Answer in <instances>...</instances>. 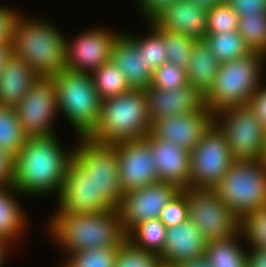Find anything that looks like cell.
<instances>
[{
  "label": "cell",
  "mask_w": 266,
  "mask_h": 267,
  "mask_svg": "<svg viewBox=\"0 0 266 267\" xmlns=\"http://www.w3.org/2000/svg\"><path fill=\"white\" fill-rule=\"evenodd\" d=\"M175 267H210L207 259L205 257L196 259V260H190L183 263H180L176 265Z\"/></svg>",
  "instance_id": "obj_47"
},
{
  "label": "cell",
  "mask_w": 266,
  "mask_h": 267,
  "mask_svg": "<svg viewBox=\"0 0 266 267\" xmlns=\"http://www.w3.org/2000/svg\"><path fill=\"white\" fill-rule=\"evenodd\" d=\"M160 265L158 255L141 250L128 240L118 248L115 267H159Z\"/></svg>",
  "instance_id": "obj_37"
},
{
  "label": "cell",
  "mask_w": 266,
  "mask_h": 267,
  "mask_svg": "<svg viewBox=\"0 0 266 267\" xmlns=\"http://www.w3.org/2000/svg\"><path fill=\"white\" fill-rule=\"evenodd\" d=\"M164 37L166 45L167 62L173 63L187 70L192 56V49L194 43L197 41L195 38L157 29Z\"/></svg>",
  "instance_id": "obj_34"
},
{
  "label": "cell",
  "mask_w": 266,
  "mask_h": 267,
  "mask_svg": "<svg viewBox=\"0 0 266 267\" xmlns=\"http://www.w3.org/2000/svg\"><path fill=\"white\" fill-rule=\"evenodd\" d=\"M121 33L94 27L85 30L75 40H65V69L92 73L99 66L111 60L113 45Z\"/></svg>",
  "instance_id": "obj_15"
},
{
  "label": "cell",
  "mask_w": 266,
  "mask_h": 267,
  "mask_svg": "<svg viewBox=\"0 0 266 267\" xmlns=\"http://www.w3.org/2000/svg\"><path fill=\"white\" fill-rule=\"evenodd\" d=\"M188 201V219L201 231L206 242L233 237L240 231L241 219L213 189L182 190Z\"/></svg>",
  "instance_id": "obj_9"
},
{
  "label": "cell",
  "mask_w": 266,
  "mask_h": 267,
  "mask_svg": "<svg viewBox=\"0 0 266 267\" xmlns=\"http://www.w3.org/2000/svg\"><path fill=\"white\" fill-rule=\"evenodd\" d=\"M27 138L19 122L16 109L0 106V149L15 157Z\"/></svg>",
  "instance_id": "obj_30"
},
{
  "label": "cell",
  "mask_w": 266,
  "mask_h": 267,
  "mask_svg": "<svg viewBox=\"0 0 266 267\" xmlns=\"http://www.w3.org/2000/svg\"><path fill=\"white\" fill-rule=\"evenodd\" d=\"M39 77L27 63L13 54L0 73V106L15 108Z\"/></svg>",
  "instance_id": "obj_23"
},
{
  "label": "cell",
  "mask_w": 266,
  "mask_h": 267,
  "mask_svg": "<svg viewBox=\"0 0 266 267\" xmlns=\"http://www.w3.org/2000/svg\"><path fill=\"white\" fill-rule=\"evenodd\" d=\"M15 157L0 149V186H11L14 180Z\"/></svg>",
  "instance_id": "obj_43"
},
{
  "label": "cell",
  "mask_w": 266,
  "mask_h": 267,
  "mask_svg": "<svg viewBox=\"0 0 266 267\" xmlns=\"http://www.w3.org/2000/svg\"><path fill=\"white\" fill-rule=\"evenodd\" d=\"M159 267H171V266L160 265Z\"/></svg>",
  "instance_id": "obj_51"
},
{
  "label": "cell",
  "mask_w": 266,
  "mask_h": 267,
  "mask_svg": "<svg viewBox=\"0 0 266 267\" xmlns=\"http://www.w3.org/2000/svg\"><path fill=\"white\" fill-rule=\"evenodd\" d=\"M225 2L239 17L266 13V0H225Z\"/></svg>",
  "instance_id": "obj_41"
},
{
  "label": "cell",
  "mask_w": 266,
  "mask_h": 267,
  "mask_svg": "<svg viewBox=\"0 0 266 267\" xmlns=\"http://www.w3.org/2000/svg\"><path fill=\"white\" fill-rule=\"evenodd\" d=\"M214 121V114L204 106L197 113L169 115L152 123L151 133L185 148L189 152L200 142L205 130Z\"/></svg>",
  "instance_id": "obj_17"
},
{
  "label": "cell",
  "mask_w": 266,
  "mask_h": 267,
  "mask_svg": "<svg viewBox=\"0 0 266 267\" xmlns=\"http://www.w3.org/2000/svg\"><path fill=\"white\" fill-rule=\"evenodd\" d=\"M49 21L21 16L13 42V54L40 77H52L66 67L65 40Z\"/></svg>",
  "instance_id": "obj_4"
},
{
  "label": "cell",
  "mask_w": 266,
  "mask_h": 267,
  "mask_svg": "<svg viewBox=\"0 0 266 267\" xmlns=\"http://www.w3.org/2000/svg\"><path fill=\"white\" fill-rule=\"evenodd\" d=\"M159 219L167 228L188 220V201L182 190L162 209Z\"/></svg>",
  "instance_id": "obj_39"
},
{
  "label": "cell",
  "mask_w": 266,
  "mask_h": 267,
  "mask_svg": "<svg viewBox=\"0 0 266 267\" xmlns=\"http://www.w3.org/2000/svg\"><path fill=\"white\" fill-rule=\"evenodd\" d=\"M58 136L27 138L15 155L13 186L23 196L60 195L74 148L63 149Z\"/></svg>",
  "instance_id": "obj_1"
},
{
  "label": "cell",
  "mask_w": 266,
  "mask_h": 267,
  "mask_svg": "<svg viewBox=\"0 0 266 267\" xmlns=\"http://www.w3.org/2000/svg\"><path fill=\"white\" fill-rule=\"evenodd\" d=\"M52 216L49 235L67 251V256L90 248L120 247L127 240L117 208L92 214L55 213Z\"/></svg>",
  "instance_id": "obj_2"
},
{
  "label": "cell",
  "mask_w": 266,
  "mask_h": 267,
  "mask_svg": "<svg viewBox=\"0 0 266 267\" xmlns=\"http://www.w3.org/2000/svg\"><path fill=\"white\" fill-rule=\"evenodd\" d=\"M52 77L59 114L70 121L77 138H86L96 127L101 108L91 74L64 69Z\"/></svg>",
  "instance_id": "obj_6"
},
{
  "label": "cell",
  "mask_w": 266,
  "mask_h": 267,
  "mask_svg": "<svg viewBox=\"0 0 266 267\" xmlns=\"http://www.w3.org/2000/svg\"><path fill=\"white\" fill-rule=\"evenodd\" d=\"M207 242L189 219L167 228L163 251L158 255L161 265H176L205 257Z\"/></svg>",
  "instance_id": "obj_21"
},
{
  "label": "cell",
  "mask_w": 266,
  "mask_h": 267,
  "mask_svg": "<svg viewBox=\"0 0 266 267\" xmlns=\"http://www.w3.org/2000/svg\"><path fill=\"white\" fill-rule=\"evenodd\" d=\"M175 0H136L140 13H143L145 21L149 22L155 15ZM147 18V19H146Z\"/></svg>",
  "instance_id": "obj_44"
},
{
  "label": "cell",
  "mask_w": 266,
  "mask_h": 267,
  "mask_svg": "<svg viewBox=\"0 0 266 267\" xmlns=\"http://www.w3.org/2000/svg\"><path fill=\"white\" fill-rule=\"evenodd\" d=\"M240 238H244L241 230L233 237L207 242L205 258L210 267H246L247 250L242 249Z\"/></svg>",
  "instance_id": "obj_26"
},
{
  "label": "cell",
  "mask_w": 266,
  "mask_h": 267,
  "mask_svg": "<svg viewBox=\"0 0 266 267\" xmlns=\"http://www.w3.org/2000/svg\"><path fill=\"white\" fill-rule=\"evenodd\" d=\"M167 227L159 219H151L136 225L128 234L127 240L141 250L159 255L164 248Z\"/></svg>",
  "instance_id": "obj_28"
},
{
  "label": "cell",
  "mask_w": 266,
  "mask_h": 267,
  "mask_svg": "<svg viewBox=\"0 0 266 267\" xmlns=\"http://www.w3.org/2000/svg\"><path fill=\"white\" fill-rule=\"evenodd\" d=\"M180 191L174 184L158 181L125 192L117 210L126 234L141 222L159 218L162 209Z\"/></svg>",
  "instance_id": "obj_14"
},
{
  "label": "cell",
  "mask_w": 266,
  "mask_h": 267,
  "mask_svg": "<svg viewBox=\"0 0 266 267\" xmlns=\"http://www.w3.org/2000/svg\"><path fill=\"white\" fill-rule=\"evenodd\" d=\"M246 267H266V249L248 248Z\"/></svg>",
  "instance_id": "obj_45"
},
{
  "label": "cell",
  "mask_w": 266,
  "mask_h": 267,
  "mask_svg": "<svg viewBox=\"0 0 266 267\" xmlns=\"http://www.w3.org/2000/svg\"><path fill=\"white\" fill-rule=\"evenodd\" d=\"M91 77L101 101L122 95L132 89L121 69L112 60L94 70Z\"/></svg>",
  "instance_id": "obj_27"
},
{
  "label": "cell",
  "mask_w": 266,
  "mask_h": 267,
  "mask_svg": "<svg viewBox=\"0 0 266 267\" xmlns=\"http://www.w3.org/2000/svg\"><path fill=\"white\" fill-rule=\"evenodd\" d=\"M266 55L251 51L247 55L220 63L204 105L213 113L237 106H246L263 83L261 80Z\"/></svg>",
  "instance_id": "obj_5"
},
{
  "label": "cell",
  "mask_w": 266,
  "mask_h": 267,
  "mask_svg": "<svg viewBox=\"0 0 266 267\" xmlns=\"http://www.w3.org/2000/svg\"><path fill=\"white\" fill-rule=\"evenodd\" d=\"M9 243L5 240H0V267H3L7 257L8 250L10 249ZM8 249V250H7Z\"/></svg>",
  "instance_id": "obj_48"
},
{
  "label": "cell",
  "mask_w": 266,
  "mask_h": 267,
  "mask_svg": "<svg viewBox=\"0 0 266 267\" xmlns=\"http://www.w3.org/2000/svg\"><path fill=\"white\" fill-rule=\"evenodd\" d=\"M148 26L151 27L148 36L125 34L136 44L138 51H143L147 65L155 70L167 62V50L163 35L150 22Z\"/></svg>",
  "instance_id": "obj_31"
},
{
  "label": "cell",
  "mask_w": 266,
  "mask_h": 267,
  "mask_svg": "<svg viewBox=\"0 0 266 267\" xmlns=\"http://www.w3.org/2000/svg\"><path fill=\"white\" fill-rule=\"evenodd\" d=\"M144 90L151 123L169 115L197 113L205 106L204 96L189 83L171 91L150 86Z\"/></svg>",
  "instance_id": "obj_20"
},
{
  "label": "cell",
  "mask_w": 266,
  "mask_h": 267,
  "mask_svg": "<svg viewBox=\"0 0 266 267\" xmlns=\"http://www.w3.org/2000/svg\"><path fill=\"white\" fill-rule=\"evenodd\" d=\"M192 1L193 3L202 6L203 8L210 9L213 6L222 3L224 0H188Z\"/></svg>",
  "instance_id": "obj_49"
},
{
  "label": "cell",
  "mask_w": 266,
  "mask_h": 267,
  "mask_svg": "<svg viewBox=\"0 0 266 267\" xmlns=\"http://www.w3.org/2000/svg\"><path fill=\"white\" fill-rule=\"evenodd\" d=\"M262 162L266 166V135H265V148L263 151Z\"/></svg>",
  "instance_id": "obj_50"
},
{
  "label": "cell",
  "mask_w": 266,
  "mask_h": 267,
  "mask_svg": "<svg viewBox=\"0 0 266 267\" xmlns=\"http://www.w3.org/2000/svg\"><path fill=\"white\" fill-rule=\"evenodd\" d=\"M77 141L80 142L74 147L73 159L95 178L98 194L116 209L123 197L117 150L112 145L98 144L87 138Z\"/></svg>",
  "instance_id": "obj_11"
},
{
  "label": "cell",
  "mask_w": 266,
  "mask_h": 267,
  "mask_svg": "<svg viewBox=\"0 0 266 267\" xmlns=\"http://www.w3.org/2000/svg\"><path fill=\"white\" fill-rule=\"evenodd\" d=\"M237 31L250 51L266 55V13L240 16Z\"/></svg>",
  "instance_id": "obj_33"
},
{
  "label": "cell",
  "mask_w": 266,
  "mask_h": 267,
  "mask_svg": "<svg viewBox=\"0 0 266 267\" xmlns=\"http://www.w3.org/2000/svg\"><path fill=\"white\" fill-rule=\"evenodd\" d=\"M13 55V44H0V73L2 68L6 65L9 58Z\"/></svg>",
  "instance_id": "obj_46"
},
{
  "label": "cell",
  "mask_w": 266,
  "mask_h": 267,
  "mask_svg": "<svg viewBox=\"0 0 266 267\" xmlns=\"http://www.w3.org/2000/svg\"><path fill=\"white\" fill-rule=\"evenodd\" d=\"M55 213L92 214L114 208L97 192V183L74 159L69 164Z\"/></svg>",
  "instance_id": "obj_13"
},
{
  "label": "cell",
  "mask_w": 266,
  "mask_h": 267,
  "mask_svg": "<svg viewBox=\"0 0 266 267\" xmlns=\"http://www.w3.org/2000/svg\"><path fill=\"white\" fill-rule=\"evenodd\" d=\"M247 105L266 129V86L263 83L251 96Z\"/></svg>",
  "instance_id": "obj_42"
},
{
  "label": "cell",
  "mask_w": 266,
  "mask_h": 267,
  "mask_svg": "<svg viewBox=\"0 0 266 267\" xmlns=\"http://www.w3.org/2000/svg\"><path fill=\"white\" fill-rule=\"evenodd\" d=\"M188 84L187 70L165 62L154 70L150 87L171 91Z\"/></svg>",
  "instance_id": "obj_38"
},
{
  "label": "cell",
  "mask_w": 266,
  "mask_h": 267,
  "mask_svg": "<svg viewBox=\"0 0 266 267\" xmlns=\"http://www.w3.org/2000/svg\"><path fill=\"white\" fill-rule=\"evenodd\" d=\"M156 29L188 35L196 40L206 36L207 9L188 0H175L149 21Z\"/></svg>",
  "instance_id": "obj_18"
},
{
  "label": "cell",
  "mask_w": 266,
  "mask_h": 267,
  "mask_svg": "<svg viewBox=\"0 0 266 267\" xmlns=\"http://www.w3.org/2000/svg\"><path fill=\"white\" fill-rule=\"evenodd\" d=\"M145 139L155 159L158 181L174 184L180 190L190 187V152L183 147L155 137L151 132Z\"/></svg>",
  "instance_id": "obj_19"
},
{
  "label": "cell",
  "mask_w": 266,
  "mask_h": 267,
  "mask_svg": "<svg viewBox=\"0 0 266 267\" xmlns=\"http://www.w3.org/2000/svg\"><path fill=\"white\" fill-rule=\"evenodd\" d=\"M18 194L20 192L13 185L0 186V240L9 244L18 240L27 227L26 214L17 200L19 197L15 198L20 196Z\"/></svg>",
  "instance_id": "obj_25"
},
{
  "label": "cell",
  "mask_w": 266,
  "mask_h": 267,
  "mask_svg": "<svg viewBox=\"0 0 266 267\" xmlns=\"http://www.w3.org/2000/svg\"><path fill=\"white\" fill-rule=\"evenodd\" d=\"M213 190L242 219L266 205V166L262 160H235Z\"/></svg>",
  "instance_id": "obj_7"
},
{
  "label": "cell",
  "mask_w": 266,
  "mask_h": 267,
  "mask_svg": "<svg viewBox=\"0 0 266 267\" xmlns=\"http://www.w3.org/2000/svg\"><path fill=\"white\" fill-rule=\"evenodd\" d=\"M6 7L0 5V44H13L14 34L22 13Z\"/></svg>",
  "instance_id": "obj_40"
},
{
  "label": "cell",
  "mask_w": 266,
  "mask_h": 267,
  "mask_svg": "<svg viewBox=\"0 0 266 267\" xmlns=\"http://www.w3.org/2000/svg\"><path fill=\"white\" fill-rule=\"evenodd\" d=\"M119 247L90 248L66 256L61 267H115Z\"/></svg>",
  "instance_id": "obj_32"
},
{
  "label": "cell",
  "mask_w": 266,
  "mask_h": 267,
  "mask_svg": "<svg viewBox=\"0 0 266 267\" xmlns=\"http://www.w3.org/2000/svg\"><path fill=\"white\" fill-rule=\"evenodd\" d=\"M112 146L117 150L123 194L158 182L155 159L145 138L122 141Z\"/></svg>",
  "instance_id": "obj_16"
},
{
  "label": "cell",
  "mask_w": 266,
  "mask_h": 267,
  "mask_svg": "<svg viewBox=\"0 0 266 267\" xmlns=\"http://www.w3.org/2000/svg\"><path fill=\"white\" fill-rule=\"evenodd\" d=\"M144 89L130 91L101 101L99 121L86 137L102 145L142 140L151 131Z\"/></svg>",
  "instance_id": "obj_3"
},
{
  "label": "cell",
  "mask_w": 266,
  "mask_h": 267,
  "mask_svg": "<svg viewBox=\"0 0 266 267\" xmlns=\"http://www.w3.org/2000/svg\"><path fill=\"white\" fill-rule=\"evenodd\" d=\"M220 62L204 40H197L187 68L188 83L205 96L218 73Z\"/></svg>",
  "instance_id": "obj_24"
},
{
  "label": "cell",
  "mask_w": 266,
  "mask_h": 267,
  "mask_svg": "<svg viewBox=\"0 0 266 267\" xmlns=\"http://www.w3.org/2000/svg\"><path fill=\"white\" fill-rule=\"evenodd\" d=\"M111 60L121 69L132 89H146L151 85L154 70L147 65L143 51H138L123 32L113 45Z\"/></svg>",
  "instance_id": "obj_22"
},
{
  "label": "cell",
  "mask_w": 266,
  "mask_h": 267,
  "mask_svg": "<svg viewBox=\"0 0 266 267\" xmlns=\"http://www.w3.org/2000/svg\"><path fill=\"white\" fill-rule=\"evenodd\" d=\"M235 160H262L266 129L246 106L225 108L214 114Z\"/></svg>",
  "instance_id": "obj_8"
},
{
  "label": "cell",
  "mask_w": 266,
  "mask_h": 267,
  "mask_svg": "<svg viewBox=\"0 0 266 267\" xmlns=\"http://www.w3.org/2000/svg\"><path fill=\"white\" fill-rule=\"evenodd\" d=\"M240 230L250 248L266 249V205L246 214Z\"/></svg>",
  "instance_id": "obj_35"
},
{
  "label": "cell",
  "mask_w": 266,
  "mask_h": 267,
  "mask_svg": "<svg viewBox=\"0 0 266 267\" xmlns=\"http://www.w3.org/2000/svg\"><path fill=\"white\" fill-rule=\"evenodd\" d=\"M15 109L28 138L55 135L52 127L59 111L53 77H39Z\"/></svg>",
  "instance_id": "obj_12"
},
{
  "label": "cell",
  "mask_w": 266,
  "mask_h": 267,
  "mask_svg": "<svg viewBox=\"0 0 266 267\" xmlns=\"http://www.w3.org/2000/svg\"><path fill=\"white\" fill-rule=\"evenodd\" d=\"M234 161L224 132L213 121L190 151V188L213 189Z\"/></svg>",
  "instance_id": "obj_10"
},
{
  "label": "cell",
  "mask_w": 266,
  "mask_h": 267,
  "mask_svg": "<svg viewBox=\"0 0 266 267\" xmlns=\"http://www.w3.org/2000/svg\"><path fill=\"white\" fill-rule=\"evenodd\" d=\"M239 16L225 0L207 9L206 33H231L238 29Z\"/></svg>",
  "instance_id": "obj_36"
},
{
  "label": "cell",
  "mask_w": 266,
  "mask_h": 267,
  "mask_svg": "<svg viewBox=\"0 0 266 267\" xmlns=\"http://www.w3.org/2000/svg\"><path fill=\"white\" fill-rule=\"evenodd\" d=\"M203 40L220 63L243 57L251 52L238 31L219 34L206 33Z\"/></svg>",
  "instance_id": "obj_29"
}]
</instances>
